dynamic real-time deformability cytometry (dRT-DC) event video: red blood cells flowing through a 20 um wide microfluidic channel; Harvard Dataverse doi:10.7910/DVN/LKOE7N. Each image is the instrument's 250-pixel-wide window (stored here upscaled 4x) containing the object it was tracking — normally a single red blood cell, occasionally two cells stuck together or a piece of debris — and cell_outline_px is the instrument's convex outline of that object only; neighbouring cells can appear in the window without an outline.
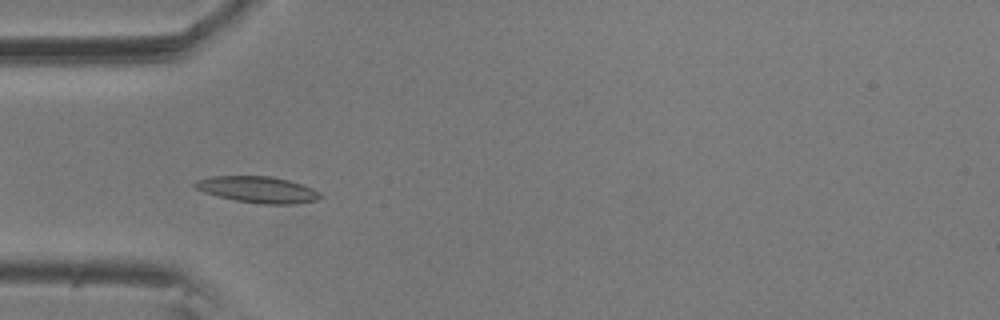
{"species": "common noctule bat (a hibernating species)", "species_latin": "Nyctalus noctula", "temperature_condition": "room temperature", "stored_images_in_passage": 52, "camera_frame_rate_fps": 3000, "um_per_image_px": 0.085, "animal": {"sex": "male", "body_mass_g": 20.5, "forearm_length_mm": 52.5}, "frame": {"image": 1, "passage_image": 13, "time_ms": 4.0, "image_size_px": [1000, 320], "cell_outline_px": [[324, 196], [316, 200], [296, 204], [264, 204], [236, 200], [204, 192], [196, 188], [192, 184], [196, 180], [212, 176], [272, 176], [288, 180], [312, 188], [320, 192]], "centroid_in_image_um": [21.94, 16.11], "position_along_channel_um": 63.1, "area_um2": 19.13}}
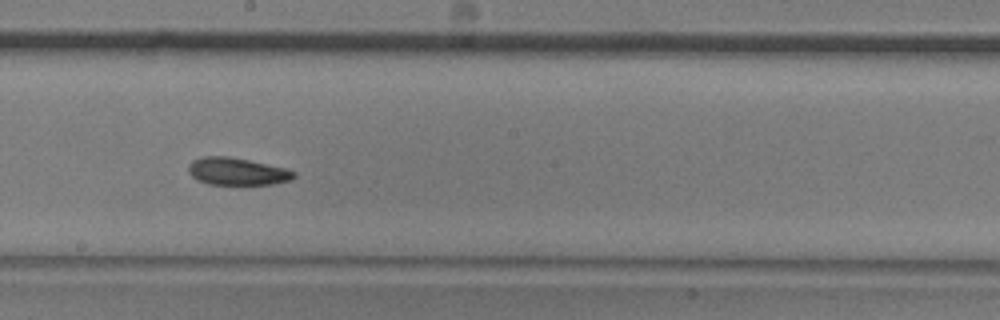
{"frame": {"image": 2, "passage_image": 27, "time_ms": 8.667, "image_size_px": [1000, 320], "cell_outline_px": [[296, 176], [292, 180], [272, 184], [208, 184], [196, 180], [188, 172], [188, 164], [192, 160], [204, 156], [228, 156], [248, 160], [284, 168], [296, 172]], "centroid_in_image_um": [20.12, 14.57], "position_along_channel_um": 228.1, "area_um2": 16.82}}
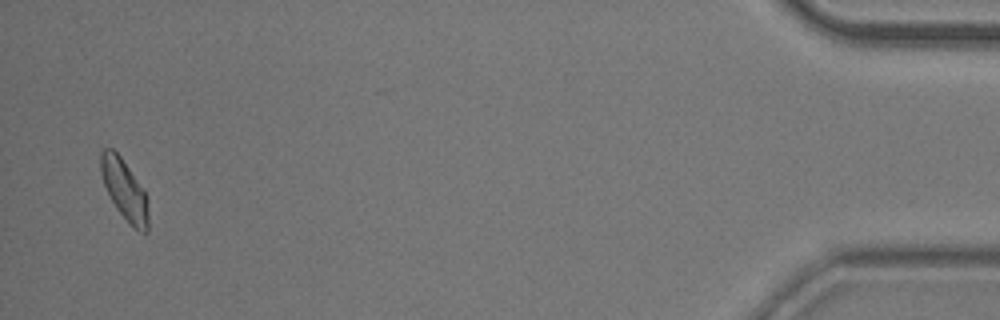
{"frame": {"image": 3, "passage_image": 51, "time_ms": 16.667, "image_size_px": [1000, 320], "cell_outline_px": [[148, 232], [140, 232], [116, 208], [104, 184], [100, 172], [100, 152], [104, 148], [112, 148], [120, 156], [144, 192], [148, 200]], "centroid_in_image_um": [10.56, 16.1], "position_along_channel_um": 424.6, "area_um2": 16.18}, "authors_computed_cell_mechanics": {"area_um2": 17.1666, "velocity_mm_per_s": 3.5461, "shape_relaxation_time_tau1_ms": 5.2551, "shape_relaxation_time_tau2_ms": 2.9338, "deformation_change_tau1": 0.1114, "deformation_change_tau2": 0.0874}}